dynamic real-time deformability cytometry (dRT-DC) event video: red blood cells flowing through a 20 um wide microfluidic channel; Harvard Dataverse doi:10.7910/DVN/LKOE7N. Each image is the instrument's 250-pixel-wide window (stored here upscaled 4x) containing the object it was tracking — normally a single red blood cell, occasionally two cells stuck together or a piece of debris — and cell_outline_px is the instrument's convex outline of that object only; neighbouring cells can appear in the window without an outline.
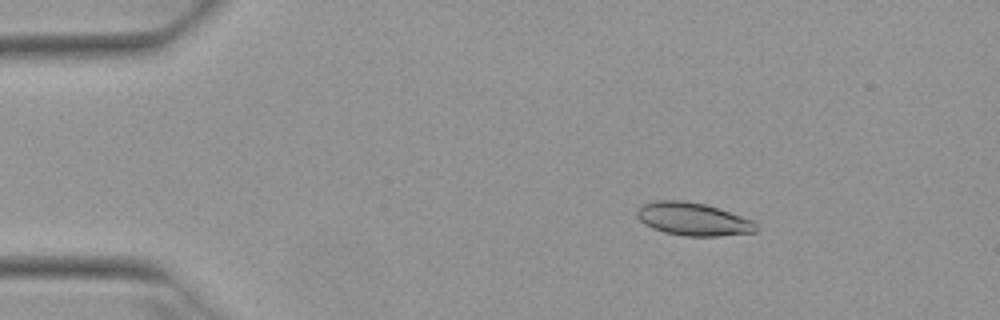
{"species": "Egyptian fruit bat (a non-hibernating species)", "species_latin": "Rousettus aegyptiacus", "temperature_condition": "warm", "stored_images_in_passage": 4, "camera_frame_rate_fps": 3000, "um_per_image_px": 0.085, "animal": {"sex": "female"}, "frame": {"image": 1, "passage_image": 3, "time_ms": 0.667, "image_size_px": [1000, 320], "cell_outline_px": [[756, 232], [720, 236], [684, 236], [664, 232], [652, 228], [644, 224], [636, 216], [636, 212], [640, 204], [656, 200], [684, 200], [704, 204], [752, 220], [756, 224]], "centroid_in_image_um": [58.84, 18.62], "position_along_channel_um": 26.2, "area_um2": 22.83}}